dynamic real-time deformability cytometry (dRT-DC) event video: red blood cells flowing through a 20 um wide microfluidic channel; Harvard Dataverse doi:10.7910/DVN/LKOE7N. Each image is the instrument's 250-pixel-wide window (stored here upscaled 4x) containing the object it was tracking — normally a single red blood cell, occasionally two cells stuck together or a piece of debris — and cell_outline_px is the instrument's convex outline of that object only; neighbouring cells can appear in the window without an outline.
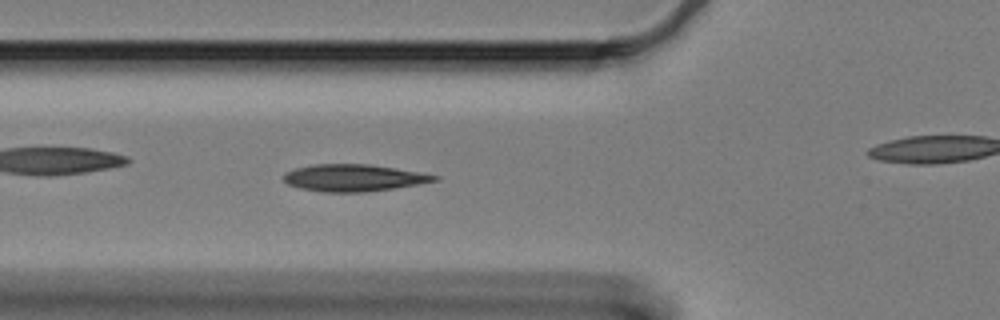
{"species": "Egyptian fruit bat (a non-hibernating species)", "species_latin": "Rousettus aegyptiacus", "temperature_condition": "cold", "stored_images_in_passage": 39, "camera_frame_rate_fps": 3000, "um_per_image_px": 0.085, "animal": {"sex": "female"}, "frame": {"image": 1, "passage_image": 9, "time_ms": 2.667, "image_size_px": [1000, 320], "cell_outline_px": [[440, 180], [368, 192], [320, 192], [300, 188], [288, 184], [284, 180], [284, 172], [296, 168], [316, 164], [368, 164], [440, 176]], "centroid_in_image_um": [30.01, 15.12], "position_along_channel_um": 95.8, "area_um2": 23.41}}
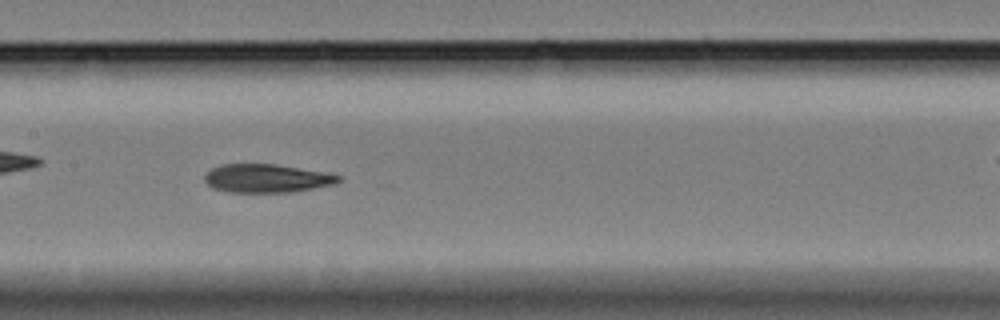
{"frame": {"image": 2, "passage_image": 17, "time_ms": 5.333, "image_size_px": [1000, 320], "cell_outline_px": [[344, 180], [336, 184], [292, 192], [228, 192], [212, 188], [204, 180], [204, 172], [220, 164], [272, 164], [344, 176]], "centroid_in_image_um": [22.65, 15.17], "position_along_channel_um": 184.8, "area_um2": 22.2}}
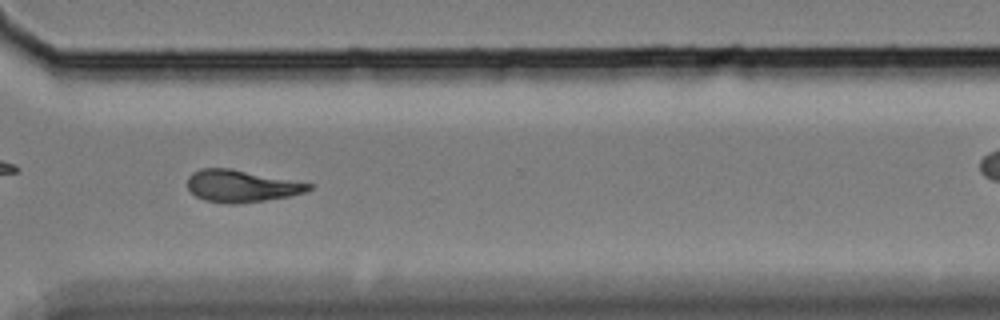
{"frame": {"image": 3, "passage_image": 32, "time_ms": 10.333, "image_size_px": [1000, 320], "cell_outline_px": [[312, 188], [304, 192], [288, 196], [264, 200], [236, 204], [228, 204], [204, 200], [196, 196], [188, 188], [188, 176], [192, 172], [200, 168], [232, 168], [312, 184]], "centroid_in_image_um": [20.47, 15.8], "position_along_channel_um": 350.1, "area_um2": 22.54}}